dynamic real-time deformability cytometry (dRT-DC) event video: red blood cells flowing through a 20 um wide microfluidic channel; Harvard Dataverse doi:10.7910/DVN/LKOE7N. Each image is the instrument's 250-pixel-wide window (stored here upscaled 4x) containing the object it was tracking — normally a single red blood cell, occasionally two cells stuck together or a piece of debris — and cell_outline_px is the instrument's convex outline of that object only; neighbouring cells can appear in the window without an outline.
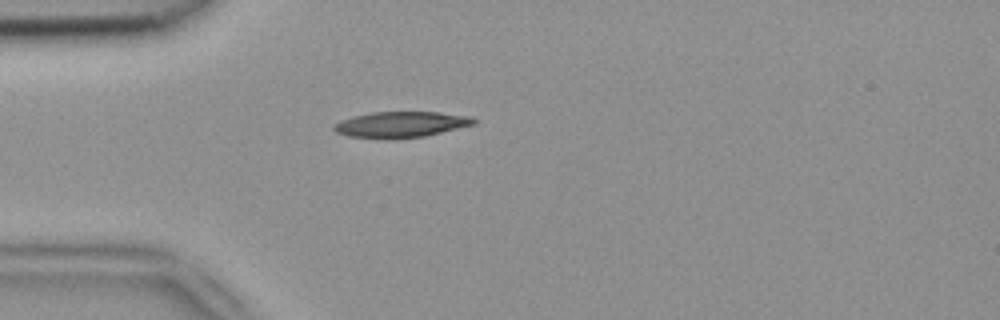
{"species": "common noctule bat (a hibernating species)", "species_latin": "Nyctalus noctula", "temperature_condition": "room temperature", "stored_images_in_passage": 2, "camera_frame_rate_fps": 3000, "um_per_image_px": 0.085, "animal": {"sex": "female", "body_mass_g": 18.4}, "frame": {"image": 1, "passage_image": 2, "time_ms": 0.333, "image_size_px": [1000, 320], "cell_outline_px": [[476, 124], [424, 136], [392, 140], [348, 136], [336, 132], [332, 128], [332, 124], [340, 120], [352, 116], [372, 112], [440, 112], [472, 116], [476, 120]], "centroid_in_image_um": [34.05, 10.59], "position_along_channel_um": 50.9, "area_um2": 21.44}}